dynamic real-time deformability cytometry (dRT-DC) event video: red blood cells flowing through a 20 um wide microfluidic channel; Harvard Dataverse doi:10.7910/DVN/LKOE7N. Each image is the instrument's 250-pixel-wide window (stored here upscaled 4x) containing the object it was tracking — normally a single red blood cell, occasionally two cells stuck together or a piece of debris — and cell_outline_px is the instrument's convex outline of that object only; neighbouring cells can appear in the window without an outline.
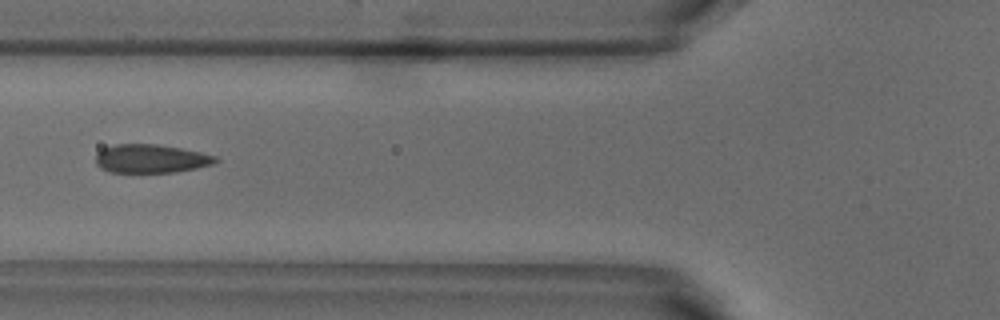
{"species": "common noctule bat (a hibernating species)", "species_latin": "Nyctalus noctula", "temperature_condition": "warm", "stored_images_in_passage": 3, "camera_frame_rate_fps": 3000, "um_per_image_px": 0.085, "animal": {"sex": "male", "body_mass_g": 18.8}, "frame": {"image": 1, "passage_image": 3, "time_ms": 0.667, "image_size_px": [1000, 320], "cell_outline_px": [[220, 160], [212, 164], [196, 168], [176, 172], [112, 172], [100, 168], [96, 164], [96, 156], [104, 148], [116, 144], [156, 144], [180, 148], [200, 152], [216, 156]], "centroid_in_image_um": [12.85, 13.49], "position_along_channel_um": 113.0, "area_um2": 19.77}}